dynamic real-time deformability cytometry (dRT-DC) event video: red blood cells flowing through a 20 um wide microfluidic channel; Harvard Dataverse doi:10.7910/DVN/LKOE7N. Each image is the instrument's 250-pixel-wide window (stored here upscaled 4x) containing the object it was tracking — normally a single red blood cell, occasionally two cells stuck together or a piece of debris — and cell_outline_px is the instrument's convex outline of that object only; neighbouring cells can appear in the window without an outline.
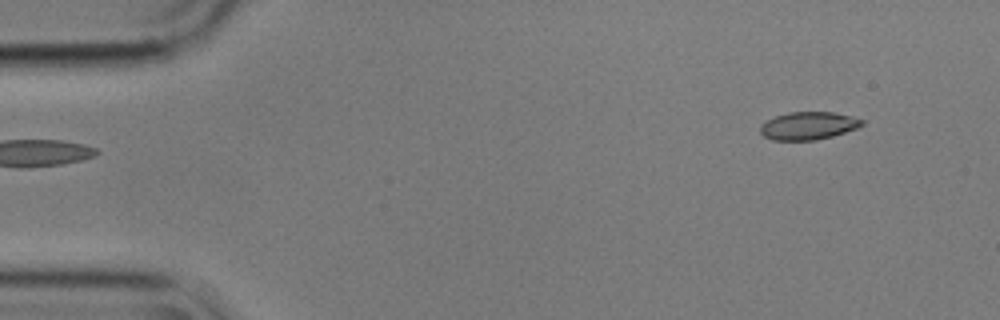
{"species": "common noctule bat (a hibernating species)", "species_latin": "Nyctalus noctula", "temperature_condition": "cold", "stored_images_in_passage": 6, "camera_frame_rate_fps": 3000, "um_per_image_px": 0.085, "animal": {"sex": "male", "body_mass_g": 17.9}, "frame": {"image": 1, "passage_image": 6, "time_ms": 1.667, "image_size_px": [1000, 320], "cell_outline_px": [[864, 124], [856, 128], [832, 136], [816, 140], [772, 140], [764, 136], [760, 132], [760, 124], [776, 116], [788, 112], [832, 112], [864, 120]], "centroid_in_image_um": [68.67, 10.69], "position_along_channel_um": 16.3, "area_um2": 16.3}}